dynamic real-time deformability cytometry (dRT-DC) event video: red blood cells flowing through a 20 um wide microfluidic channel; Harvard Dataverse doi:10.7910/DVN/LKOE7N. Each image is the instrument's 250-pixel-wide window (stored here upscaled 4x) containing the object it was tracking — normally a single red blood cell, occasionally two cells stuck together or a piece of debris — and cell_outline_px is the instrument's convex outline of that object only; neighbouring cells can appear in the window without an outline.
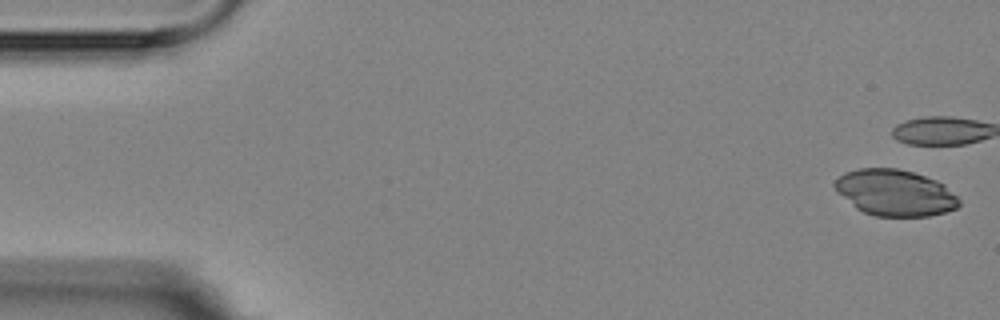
{"species": "Egyptian fruit bat (a non-hibernating species)", "species_latin": "Rousettus aegyptiacus", "temperature_condition": "room temperature", "stored_images_in_passage": 6, "camera_frame_rate_fps": 3000, "um_per_image_px": 0.085, "animal": {"sex": "female"}, "frame": {"image": 1, "passage_image": 1, "time_ms": 0.0, "image_size_px": [1000, 320], "cell_outline_px": [[960, 204], [956, 208], [944, 212], [928, 216], [876, 216], [864, 212], [856, 208], [836, 192], [832, 184], [844, 172], [856, 168], [900, 168], [936, 180], [944, 184], [960, 200]], "centroid_in_image_um": [76.04, 16.37], "position_along_channel_um": 9.0, "area_um2": 33.52}}
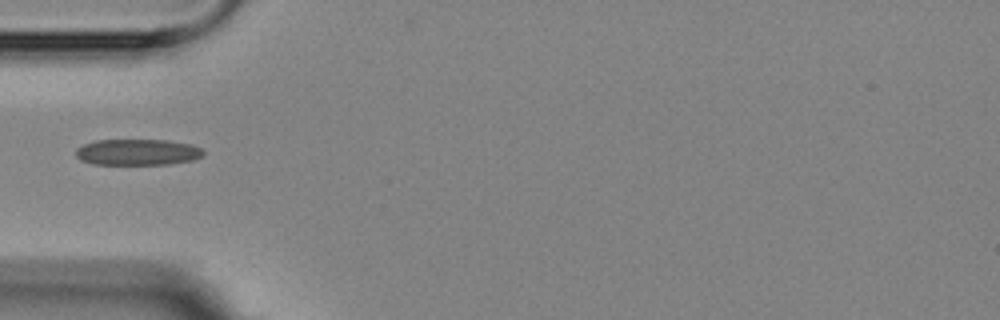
{"frame": {"image": 2, "passage_image": 6, "time_ms": 6.0, "image_size_px": [1000, 320], "cell_outline_px": [[204, 156], [192, 160], [168, 164], [92, 164], [80, 160], [76, 156], [76, 148], [84, 144], [96, 140], [168, 140], [192, 144], [200, 148], [204, 152]], "centroid_in_image_um": [11.69, 12.93], "position_along_channel_um": 73.3, "area_um2": 19.48}}